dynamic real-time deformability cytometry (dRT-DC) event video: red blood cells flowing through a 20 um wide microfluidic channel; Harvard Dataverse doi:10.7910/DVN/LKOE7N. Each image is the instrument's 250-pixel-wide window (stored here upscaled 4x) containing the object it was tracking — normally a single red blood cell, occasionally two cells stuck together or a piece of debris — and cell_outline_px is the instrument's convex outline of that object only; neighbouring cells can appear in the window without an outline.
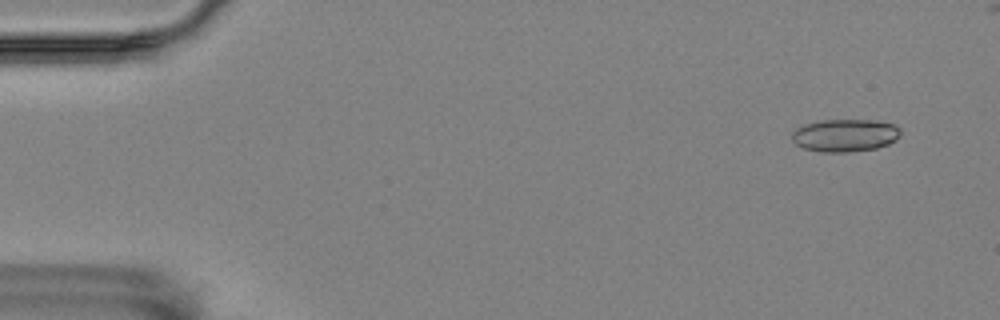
{"species": "Egyptian fruit bat (a non-hibernating species)", "species_latin": "Rousettus aegyptiacus", "temperature_condition": "room temperature", "stored_images_in_passage": 54, "camera_frame_rate_fps": 3000, "um_per_image_px": 0.085, "animal": {"sex": "female"}, "frame": {"image": 1, "passage_image": 1, "time_ms": 0.0, "image_size_px": [1000, 320], "cell_outline_px": [[900, 136], [896, 140], [888, 144], [876, 148], [848, 152], [820, 152], [804, 148], [796, 144], [792, 140], [792, 132], [796, 128], [804, 124], [820, 120], [876, 120], [892, 124], [900, 128]], "centroid_in_image_um": [71.82, 11.5], "position_along_channel_um": 13.2, "area_um2": 20.75}}
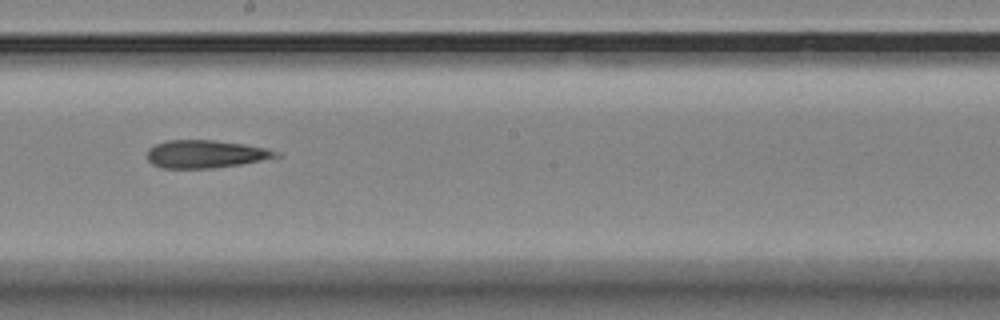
{"frame": {"image": 2, "passage_image": 29, "time_ms": 9.333, "image_size_px": [1000, 320], "cell_outline_px": [[284, 156], [240, 164], [208, 168], [160, 168], [152, 164], [148, 160], [148, 148], [156, 144], [168, 140], [216, 140], [244, 144], [268, 148], [280, 152]], "centroid_in_image_um": [17.51, 13.09], "position_along_channel_um": 230.7, "area_um2": 20.98}}
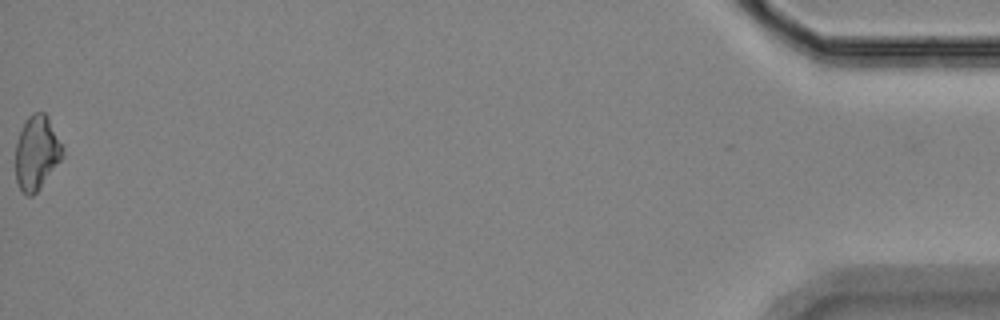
{"frame": {"image": 3, "passage_image": 54, "time_ms": 17.667, "image_size_px": [1000, 320], "cell_outline_px": [[64, 156], [36, 192], [32, 196], [28, 196], [20, 188], [16, 180], [16, 144], [20, 132], [28, 116], [32, 112], [44, 112], [48, 116], [64, 144]], "centroid_in_image_um": [3.16, 12.94], "position_along_channel_um": 432.0, "area_um2": 20.4}, "authors_computed_cell_mechanics": {"area_um2": 20.9236, "velocity_mm_per_s": 3.5511, "shape_relaxation_time_tau1_ms": 8.7481, "shape_relaxation_time_tau2_ms": 11.181, "deformation_change_tau1": 0.134, "deformation_change_tau2": 0.2884}}